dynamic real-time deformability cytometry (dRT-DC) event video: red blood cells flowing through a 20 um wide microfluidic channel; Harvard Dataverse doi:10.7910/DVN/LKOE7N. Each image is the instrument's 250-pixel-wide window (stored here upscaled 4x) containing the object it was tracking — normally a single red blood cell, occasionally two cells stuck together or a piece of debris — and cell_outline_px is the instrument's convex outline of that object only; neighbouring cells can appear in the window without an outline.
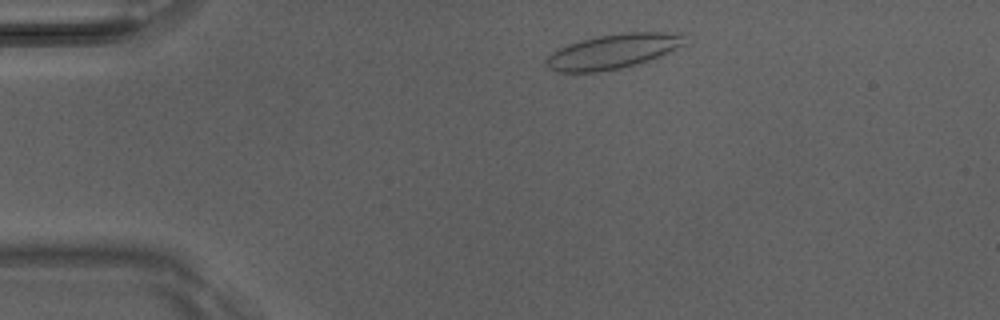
{"species": "Egyptian fruit bat (a non-hibernating species)", "species_latin": "Rousettus aegyptiacus", "temperature_condition": "room temperature", "stored_images_in_passage": 4, "camera_frame_rate_fps": 3000, "um_per_image_px": 0.085, "animal": {"sex": "male"}, "frame": {"image": 1, "passage_image": 4, "time_ms": 1.0, "image_size_px": [1000, 320], "cell_outline_px": [[692, 44], [672, 52], [636, 64], [620, 68], [600, 72], [560, 72], [548, 68], [544, 64], [544, 60], [552, 52], [568, 44], [580, 40], [620, 32], [688, 32]], "centroid_in_image_um": [52.28, 4.34], "position_along_channel_um": 32.7, "area_um2": 28.9}}